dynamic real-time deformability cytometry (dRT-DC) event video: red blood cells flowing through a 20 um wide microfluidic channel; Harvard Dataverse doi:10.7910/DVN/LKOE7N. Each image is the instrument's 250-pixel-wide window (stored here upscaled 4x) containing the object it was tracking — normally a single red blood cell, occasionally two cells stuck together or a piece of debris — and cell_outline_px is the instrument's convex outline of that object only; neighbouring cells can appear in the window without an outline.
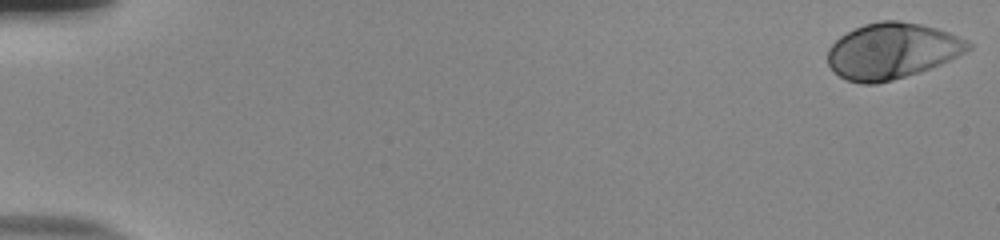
{"species": "human", "species_latin": "Homo sapiens", "temperature_condition": "room temperature", "stored_images_in_passage": 4, "camera_frame_rate_fps": 3000, "um_per_image_px": 0.085, "donor": {"sex": "male"}, "frame": {"image": 1, "passage_image": 1, "time_ms": 0.0, "image_size_px": [1000, 240], "cell_outline_px": [[972, 48], [940, 64], [892, 80], [876, 84], [860, 84], [848, 80], [840, 76], [828, 64], [828, 48], [840, 36], [864, 24], [880, 20], [900, 20], [920, 24], [936, 28], [948, 32], [968, 40], [972, 44]], "centroid_in_image_um": [75.81, 4.31], "position_along_channel_um": 9.2, "area_um2": 45.32}}